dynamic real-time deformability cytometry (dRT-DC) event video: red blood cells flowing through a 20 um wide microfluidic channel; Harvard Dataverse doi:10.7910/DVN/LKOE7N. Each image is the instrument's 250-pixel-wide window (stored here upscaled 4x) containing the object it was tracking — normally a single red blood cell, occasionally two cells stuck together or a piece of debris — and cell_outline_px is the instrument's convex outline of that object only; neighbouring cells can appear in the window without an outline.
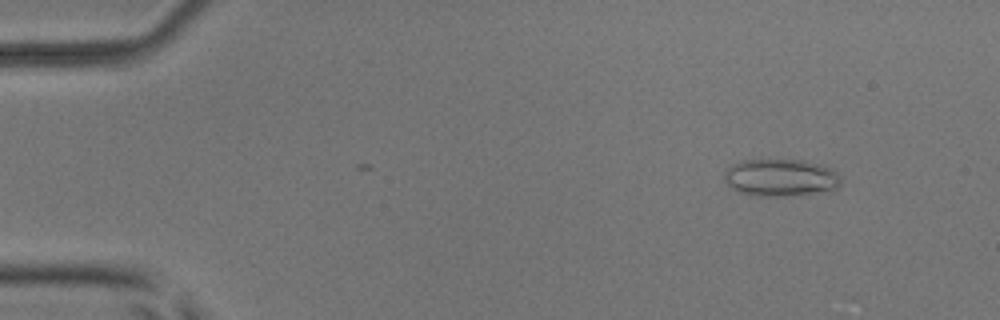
{"species": "common noctule bat (a hibernating species)", "species_latin": "Nyctalus noctula", "temperature_condition": "room temperature", "stored_images_in_passage": 40, "camera_frame_rate_fps": 3000, "um_per_image_px": 0.085, "animal": {"sex": "male", "body_mass_g": 17.9, "forearm_length_mm": 54.2}, "frame": {"image": 1, "passage_image": 1, "time_ms": 0.0, "image_size_px": [1000, 320], "cell_outline_px": [[840, 184], [836, 188], [788, 196], [764, 196], [740, 192], [732, 188], [724, 180], [724, 176], [728, 168], [732, 164], [744, 160], [804, 160], [820, 164], [832, 168], [840, 176]], "centroid_in_image_um": [66.35, 15.08], "position_along_channel_um": 18.7, "area_um2": 24.97}}
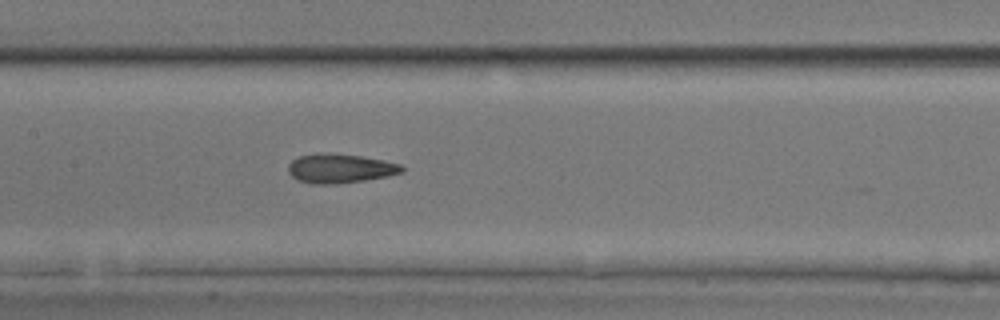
{"frame": {"image": 2, "passage_image": 21, "time_ms": 6.667, "image_size_px": [1000, 320], "cell_outline_px": [[404, 172], [388, 176], [364, 180], [332, 184], [312, 184], [296, 180], [288, 172], [288, 164], [292, 160], [300, 156], [316, 152], [332, 152], [360, 156], [384, 160], [400, 164], [404, 168]], "centroid_in_image_um": [28.88, 14.3], "position_along_channel_um": 178.5, "area_um2": 19.59}}
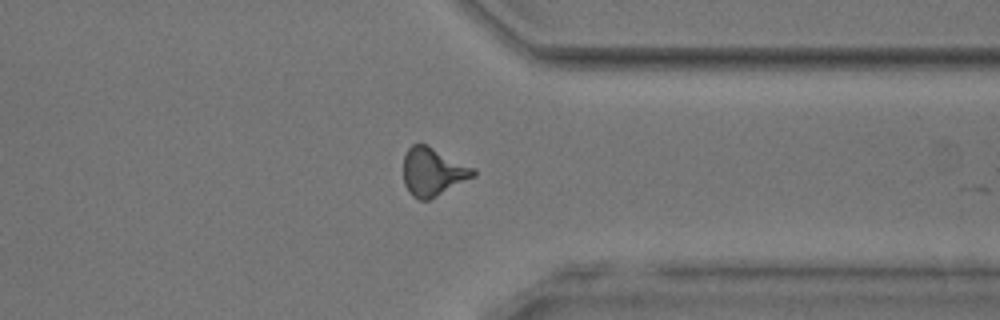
{"frame": {"image": 3, "passage_image": 36, "time_ms": 11.667, "image_size_px": [1000, 320], "cell_outline_px": [[476, 176], [428, 200], [420, 200], [412, 196], [408, 192], [404, 184], [404, 156], [408, 148], [412, 144], [428, 144], [476, 168]], "centroid_in_image_um": [36.82, 14.59], "position_along_channel_um": 374.6, "area_um2": 19.88}, "authors_computed_cell_mechanics": {"area_um2": 19.3052, "velocity_mm_per_s": 3.9728, "shape_relaxation_time_tau1_ms": 4.4676, "shape_relaxation_time_tau2_ms": 2.0651, "deformation_change_tau1": 0.1676, "deformation_change_tau2": 0.1195}}